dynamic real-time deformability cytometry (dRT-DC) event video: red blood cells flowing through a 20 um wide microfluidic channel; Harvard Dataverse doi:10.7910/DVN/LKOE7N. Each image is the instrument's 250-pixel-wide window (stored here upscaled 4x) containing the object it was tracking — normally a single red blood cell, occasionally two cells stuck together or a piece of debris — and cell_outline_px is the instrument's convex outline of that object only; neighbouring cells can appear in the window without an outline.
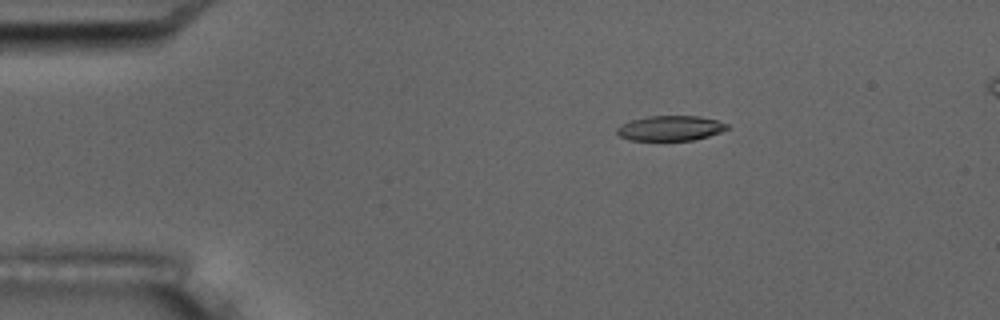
{"species": "common noctule bat (a hibernating species)", "species_latin": "Nyctalus noctula", "temperature_condition": "room temperature", "stored_images_in_passage": 6, "camera_frame_rate_fps": 3000, "um_per_image_px": 0.085, "animal": {"sex": "male", "body_mass_g": 17.5, "forearm_length_mm": 52.3}, "frame": {"image": 1, "passage_image": 3, "time_ms": 3.0, "image_size_px": [1000, 320], "cell_outline_px": [[728, 128], [720, 132], [708, 136], [692, 140], [628, 140], [620, 136], [616, 132], [616, 128], [620, 124], [632, 120], [648, 116], [700, 116], [716, 120], [728, 124]], "centroid_in_image_um": [56.95, 10.89], "position_along_channel_um": 28.0, "area_um2": 16.01}}